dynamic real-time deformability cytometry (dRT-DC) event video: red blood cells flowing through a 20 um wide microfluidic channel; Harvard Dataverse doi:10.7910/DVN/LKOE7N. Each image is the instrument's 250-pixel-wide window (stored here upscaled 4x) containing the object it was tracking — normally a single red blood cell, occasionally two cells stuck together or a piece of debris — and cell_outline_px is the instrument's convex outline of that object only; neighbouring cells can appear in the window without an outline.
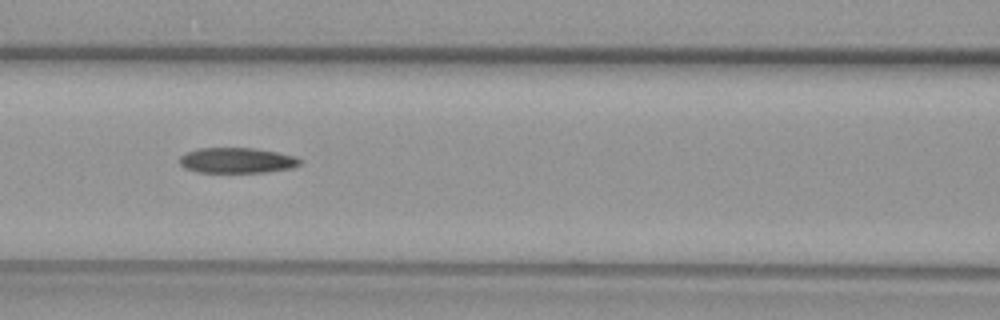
{"species": "common noctule bat (a hibernating species)", "species_latin": "Nyctalus noctula", "temperature_condition": "warm", "stored_images_in_passage": 32, "camera_frame_rate_fps": 3000, "um_per_image_px": 0.085, "animal": {"sex": "female", "body_mass_g": 29.2, "forearm_length_mm": 56.3}, "frame": {"image": 1, "passage_image": 10, "time_ms": 3.0, "image_size_px": [1000, 320], "cell_outline_px": [[304, 160], [300, 164], [292, 168], [268, 172], [196, 172], [184, 168], [180, 164], [180, 156], [188, 152], [200, 148], [252, 148], [276, 152], [292, 156]], "centroid_in_image_um": [20.14, 13.64], "position_along_channel_um": 146.5, "area_um2": 17.74}}